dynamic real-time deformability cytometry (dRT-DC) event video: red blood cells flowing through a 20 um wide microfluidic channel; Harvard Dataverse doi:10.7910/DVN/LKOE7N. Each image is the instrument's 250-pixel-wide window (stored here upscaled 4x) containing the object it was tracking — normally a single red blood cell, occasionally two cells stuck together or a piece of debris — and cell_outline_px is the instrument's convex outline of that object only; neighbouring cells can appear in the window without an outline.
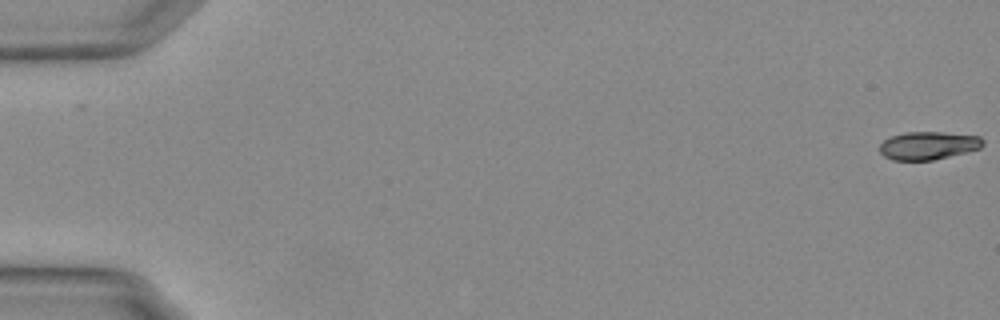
{"species": "Egyptian fruit bat (a non-hibernating species)", "species_latin": "Rousettus aegyptiacus", "temperature_condition": "warm", "stored_images_in_passage": 56, "camera_frame_rate_fps": 3000, "um_per_image_px": 0.085, "animal": {"sex": "female"}, "frame": {"image": 1, "passage_image": 1, "time_ms": 0.0, "image_size_px": [1000, 320], "cell_outline_px": [[984, 144], [980, 148], [932, 160], [892, 160], [884, 156], [880, 152], [880, 144], [884, 140], [892, 136], [908, 132], [944, 132], [980, 136], [984, 140]], "centroid_in_image_um": [78.9, 12.36], "position_along_channel_um": 6.1, "area_um2": 16.7}}
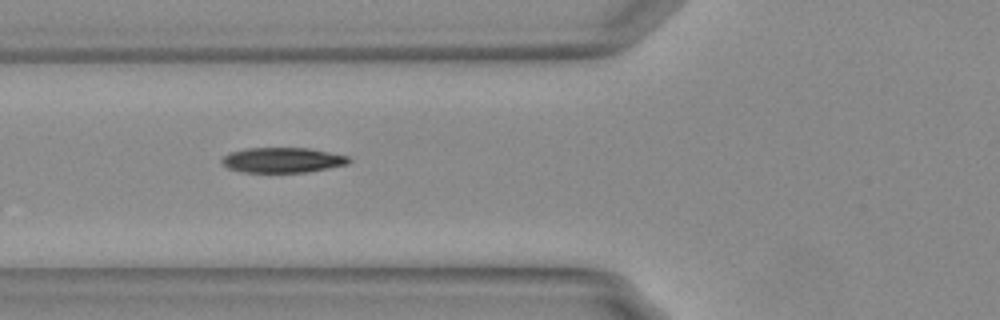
{"frame": {"image": 2, "passage_image": 22, "time_ms": 7.0, "image_size_px": [1000, 320], "cell_outline_px": [[352, 160], [348, 164], [304, 172], [244, 172], [228, 168], [220, 160], [224, 156], [232, 152], [244, 148], [308, 148], [348, 156]], "centroid_in_image_um": [24.01, 13.6], "position_along_channel_um": 101.8, "area_um2": 18.38}}
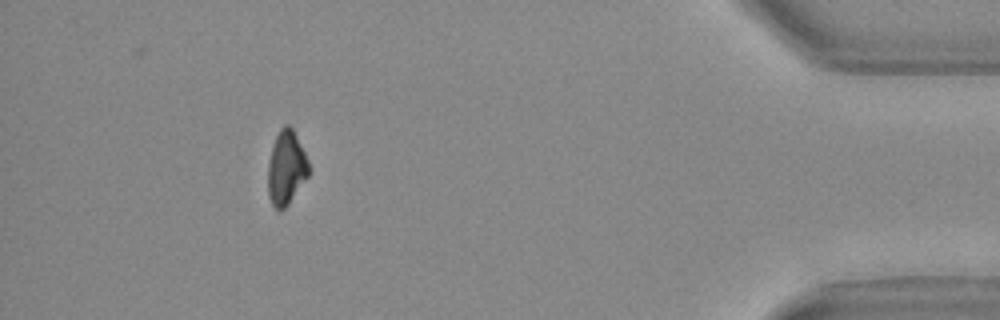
{"frame": {"image": 3, "passage_image": 51, "time_ms": 16.667, "image_size_px": [1000, 320], "cell_outline_px": [[308, 176], [288, 204], [280, 212], [272, 204], [268, 196], [268, 164], [272, 148], [276, 136], [280, 128], [284, 124], [288, 124], [292, 128], [308, 160]], "centroid_in_image_um": [24.31, 14.28], "position_along_channel_um": 410.9, "area_um2": 17.34}, "authors_computed_cell_mechanics": {"area_um2": 18.3804, "velocity_mm_per_s": 3.764, "shape_relaxation_time_tau1_ms": 3.6491, "shape_relaxation_time_tau2_ms": null, "deformation_change_tau1": 0.1367, "deformation_change_tau2": null}}